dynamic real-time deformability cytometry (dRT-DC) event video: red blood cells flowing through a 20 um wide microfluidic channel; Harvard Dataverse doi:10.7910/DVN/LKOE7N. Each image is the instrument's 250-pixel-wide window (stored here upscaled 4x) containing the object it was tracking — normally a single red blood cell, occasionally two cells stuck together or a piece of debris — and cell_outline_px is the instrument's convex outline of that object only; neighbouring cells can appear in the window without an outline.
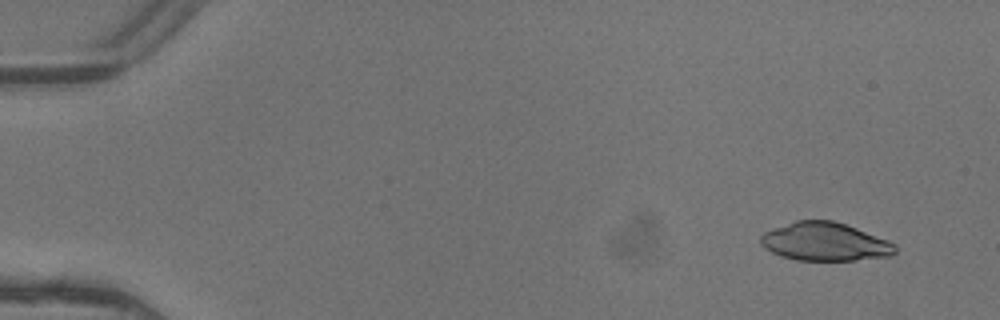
{"species": "common noctule bat (a hibernating species)", "species_latin": "Nyctalus noctula", "temperature_condition": "warm", "stored_images_in_passage": 5, "camera_frame_rate_fps": 3000, "um_per_image_px": 0.085, "animal": {"sex": "female"}, "frame": {"image": 1, "passage_image": 1, "time_ms": 0.0, "image_size_px": [1000, 320], "cell_outline_px": [[896, 252], [892, 256], [856, 260], [796, 260], [780, 256], [764, 248], [760, 244], [760, 236], [764, 232], [796, 220], [832, 220], [856, 228], [888, 240], [896, 244]], "centroid_in_image_um": [70.12, 20.56], "position_along_channel_um": 14.9, "area_um2": 30.06}}